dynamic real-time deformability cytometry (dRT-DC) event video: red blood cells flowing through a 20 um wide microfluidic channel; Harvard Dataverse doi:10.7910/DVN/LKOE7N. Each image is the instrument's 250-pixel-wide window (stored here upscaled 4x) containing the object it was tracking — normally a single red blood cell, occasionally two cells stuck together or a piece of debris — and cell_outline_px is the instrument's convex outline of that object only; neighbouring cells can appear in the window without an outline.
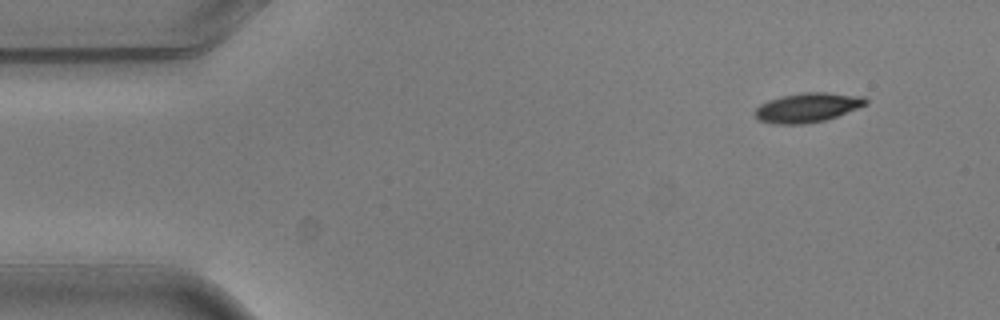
{"species": "common noctule bat (a hibernating species)", "species_latin": "Nyctalus noctula", "temperature_condition": "warm", "stored_images_in_passage": 5, "segment_of_instrument_passage": [1, 2], "camera_frame_rate_fps": 3000, "um_per_image_px": 0.085, "animal": {"sex": "male", "body_mass_g": 20.5, "forearm_length_mm": 52.5}, "frame": {"image": 1, "passage_image": 1, "time_ms": 0.0, "image_size_px": [1000, 320], "cell_outline_px": [[868, 104], [836, 116], [824, 120], [804, 124], [772, 124], [756, 120], [756, 108], [760, 104], [768, 100], [780, 96], [804, 92], [828, 92], [864, 96], [868, 100]], "centroid_in_image_um": [68.63, 9.13], "position_along_channel_um": 16.4, "area_um2": 19.07}}
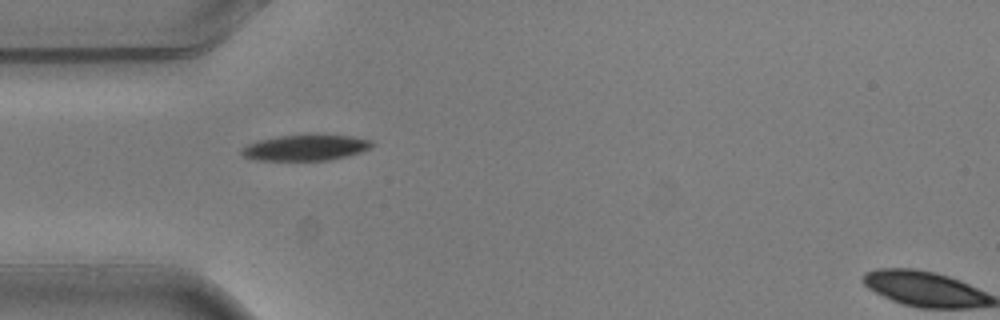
{"frame": {"image": 2, "passage_image": 4, "time_ms": 1.0, "image_size_px": [1000, 320], "cell_outline_px": [[376, 144], [372, 148], [348, 156], [328, 160], [256, 160], [244, 156], [240, 152], [240, 148], [256, 140], [276, 136], [308, 132], [312, 132], [352, 136], [372, 140]], "centroid_in_image_um": [26.01, 12.5], "position_along_channel_um": 59.0, "area_um2": 20.63}}